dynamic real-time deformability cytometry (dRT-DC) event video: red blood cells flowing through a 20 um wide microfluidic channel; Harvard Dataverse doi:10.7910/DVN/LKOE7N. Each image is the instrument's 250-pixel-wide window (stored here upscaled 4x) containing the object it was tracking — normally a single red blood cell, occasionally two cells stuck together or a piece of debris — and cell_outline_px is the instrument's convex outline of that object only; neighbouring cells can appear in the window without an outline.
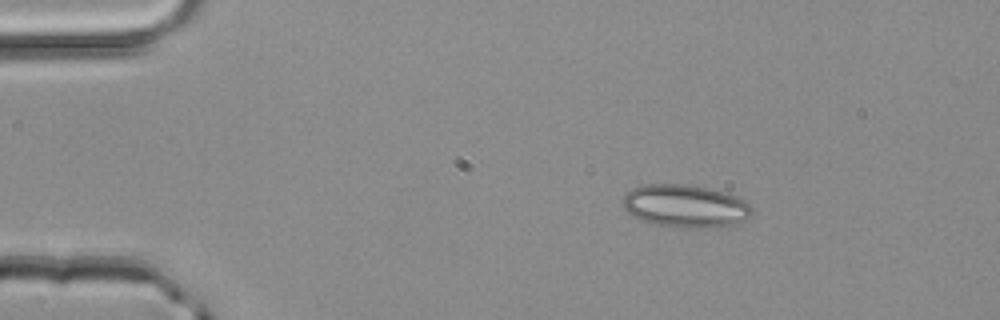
{"species": "common noctule bat (a hibernating species)", "species_latin": "Nyctalus noctula", "temperature_condition": "room temperature", "stored_images_in_passage": 2, "camera_frame_rate_fps": 3000, "um_per_image_px": 0.085, "animal": {"sex": "male", "body_mass_g": 20.4}, "frame": {"image": 1, "passage_image": 1, "time_ms": 0.0, "image_size_px": [1000, 320], "cell_outline_px": [[752, 212], [748, 216], [732, 224], [708, 228], [680, 228], [656, 224], [632, 216], [620, 204], [624, 196], [632, 188], [648, 184], [684, 184], [708, 188], [724, 192], [748, 200], [752, 208]], "centroid_in_image_um": [58.23, 17.51], "position_along_channel_um": 26.8, "area_um2": 32.14}}